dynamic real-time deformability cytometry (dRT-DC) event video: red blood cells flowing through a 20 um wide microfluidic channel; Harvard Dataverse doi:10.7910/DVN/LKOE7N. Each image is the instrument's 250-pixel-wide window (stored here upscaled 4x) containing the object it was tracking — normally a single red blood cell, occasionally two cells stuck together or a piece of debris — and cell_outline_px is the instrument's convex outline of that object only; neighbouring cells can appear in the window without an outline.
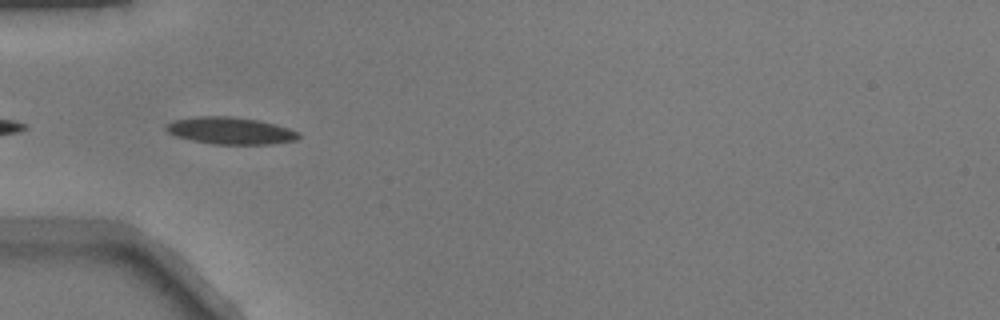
{"species": "common noctule bat (a hibernating species)", "species_latin": "Nyctalus noctula", "temperature_condition": "warm", "stored_images_in_passage": 6, "camera_frame_rate_fps": 3000, "um_per_image_px": 0.085, "animal": {"sex": "male", "body_mass_g": 17.9}, "frame": {"image": 1, "passage_image": 2, "time_ms": 0.333, "image_size_px": [1000, 320], "cell_outline_px": [[300, 136], [296, 140], [272, 144], [212, 144], [192, 140], [176, 136], [168, 132], [164, 128], [164, 124], [176, 120], [196, 116], [232, 116], [260, 120], [276, 124], [300, 132]], "centroid_in_image_um": [19.59, 11.1], "position_along_channel_um": 65.4, "area_um2": 21.04}}